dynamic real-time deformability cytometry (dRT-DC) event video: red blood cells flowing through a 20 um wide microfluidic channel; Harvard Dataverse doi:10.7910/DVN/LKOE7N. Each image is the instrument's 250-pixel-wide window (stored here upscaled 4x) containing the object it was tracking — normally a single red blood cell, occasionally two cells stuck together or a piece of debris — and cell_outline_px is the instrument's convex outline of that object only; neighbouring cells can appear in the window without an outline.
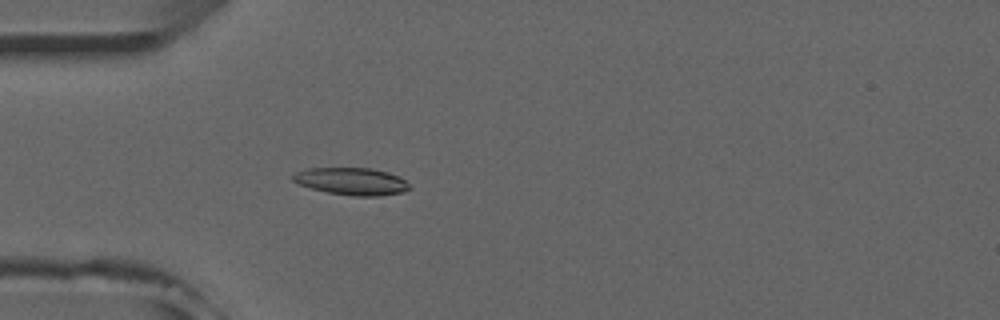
{"species": "common noctule bat (a hibernating species)", "species_latin": "Nyctalus noctula", "temperature_condition": "room temperature", "stored_images_in_passage": 51, "camera_frame_rate_fps": 3000, "um_per_image_px": 0.085, "animal": {"sex": "male", "forearm_length_mm": 52.5}, "frame": {"image": 1, "passage_image": 14, "time_ms": 4.333, "image_size_px": [1000, 320], "cell_outline_px": [[412, 188], [404, 192], [380, 196], [352, 196], [328, 192], [312, 188], [300, 184], [292, 180], [292, 176], [296, 172], [308, 168], [372, 168], [388, 172], [404, 180]], "centroid_in_image_um": [29.91, 15.41], "position_along_channel_um": 55.1, "area_um2": 18.44}}
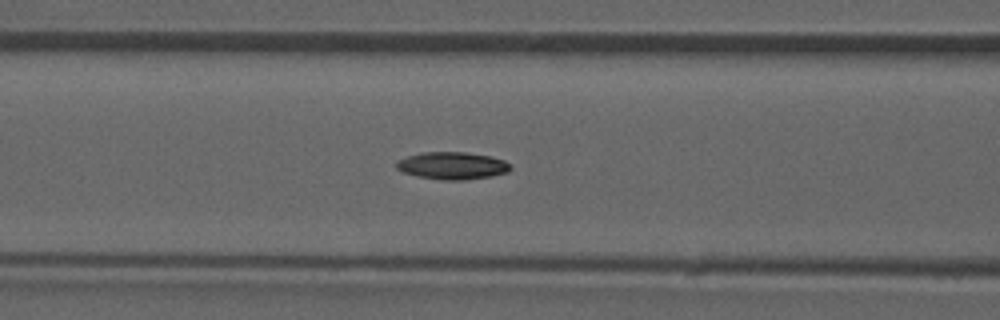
{"frame": {"image": 2, "passage_image": 20, "time_ms": 6.333, "image_size_px": [1000, 320], "cell_outline_px": [[512, 168], [508, 172], [492, 176], [464, 180], [444, 180], [416, 176], [404, 172], [396, 168], [396, 160], [420, 152], [468, 152], [492, 156], [504, 160], [512, 164]], "centroid_in_image_um": [38.48, 14.07], "position_along_channel_um": 128.1, "area_um2": 18.44}}
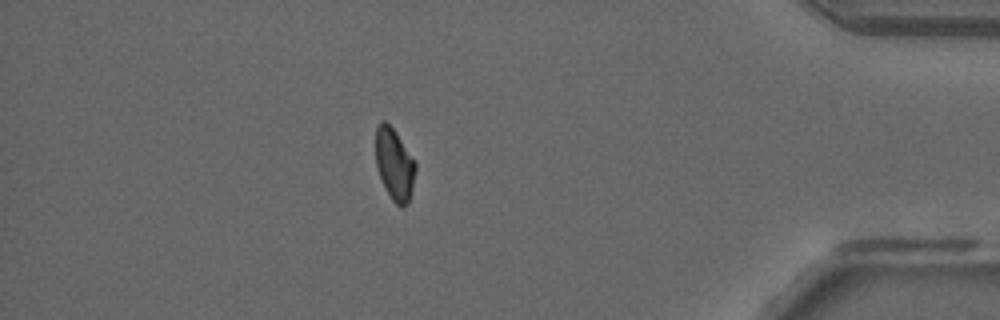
{"frame": {"image": 3, "passage_image": 44, "time_ms": 14.333, "image_size_px": [1000, 320], "cell_outline_px": [[416, 168], [412, 188], [408, 204], [400, 208], [392, 200], [380, 176], [376, 164], [376, 128], [380, 120], [384, 120], [396, 132], [416, 164]], "centroid_in_image_um": [33.52, 13.96], "position_along_channel_um": 401.7, "area_um2": 16.36}}